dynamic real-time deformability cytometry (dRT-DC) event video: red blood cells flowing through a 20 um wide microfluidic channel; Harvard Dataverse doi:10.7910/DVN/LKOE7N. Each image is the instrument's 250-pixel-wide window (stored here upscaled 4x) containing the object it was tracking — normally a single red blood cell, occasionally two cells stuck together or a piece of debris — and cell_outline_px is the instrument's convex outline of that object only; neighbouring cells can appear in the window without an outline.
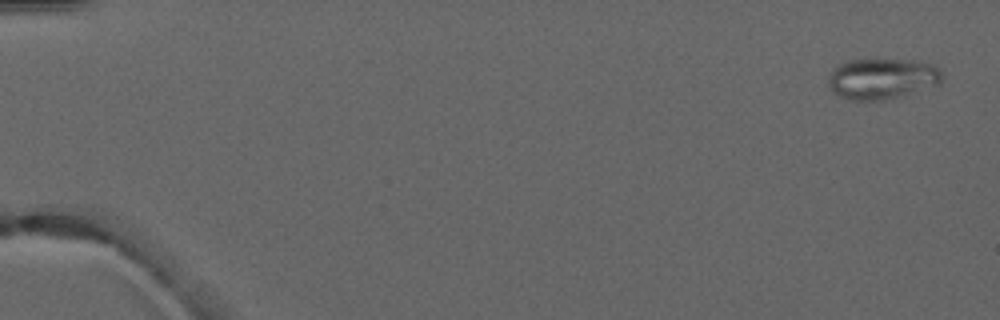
{"species": "common noctule bat (a hibernating species)", "species_latin": "Nyctalus noctula", "temperature_condition": "warm", "stored_images_in_passage": 5, "camera_frame_rate_fps": 3000, "um_per_image_px": 0.085, "animal": {"sex": "male", "forearm_length_mm": 52.5}, "frame": {"image": 1, "passage_image": 1, "time_ms": 0.0, "image_size_px": [1000, 320], "cell_outline_px": [[944, 72], [940, 84], [884, 100], [848, 100], [832, 92], [828, 84], [828, 76], [832, 68], [848, 60], [912, 60], [932, 64], [940, 68]], "centroid_in_image_um": [74.96, 6.68], "position_along_channel_um": 10.0, "area_um2": 27.11}}
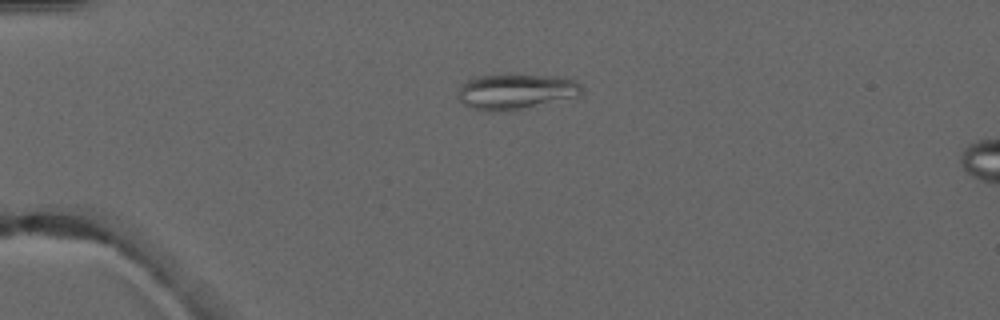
{"frame": {"image": 2, "passage_image": 4, "time_ms": 3.667, "image_size_px": [1000, 320], "cell_outline_px": [[584, 92], [580, 96], [504, 112], [484, 112], [472, 108], [464, 104], [456, 96], [460, 84], [472, 76], [560, 76], [576, 80], [580, 84]], "centroid_in_image_um": [43.82, 7.8], "position_along_channel_um": 41.2, "area_um2": 25.66}}